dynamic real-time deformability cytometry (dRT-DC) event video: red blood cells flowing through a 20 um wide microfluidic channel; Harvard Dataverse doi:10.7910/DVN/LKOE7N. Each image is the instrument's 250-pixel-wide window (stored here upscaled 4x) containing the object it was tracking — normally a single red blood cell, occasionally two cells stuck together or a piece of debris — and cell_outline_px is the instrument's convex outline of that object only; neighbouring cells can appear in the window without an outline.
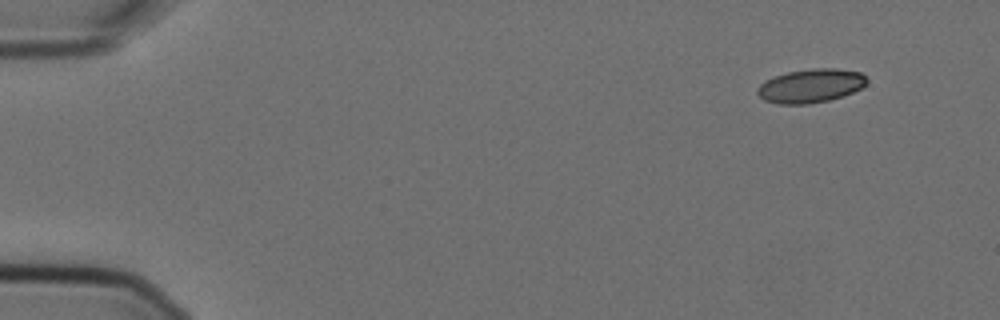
{"species": "Egyptian fruit bat (a non-hibernating species)", "species_latin": "Rousettus aegyptiacus", "temperature_condition": "cold", "stored_images_in_passage": 6, "camera_frame_rate_fps": 3000, "um_per_image_px": 0.085, "animal": {"sex": "female"}, "frame": {"image": 1, "passage_image": 1, "time_ms": 0.0, "image_size_px": [1000, 320], "cell_outline_px": [[868, 80], [860, 88], [844, 96], [828, 100], [808, 104], [776, 104], [764, 100], [756, 92], [756, 88], [764, 80], [788, 72], [812, 68], [836, 68], [860, 72]], "centroid_in_image_um": [68.87, 7.29], "position_along_channel_um": 16.1, "area_um2": 21.5}}
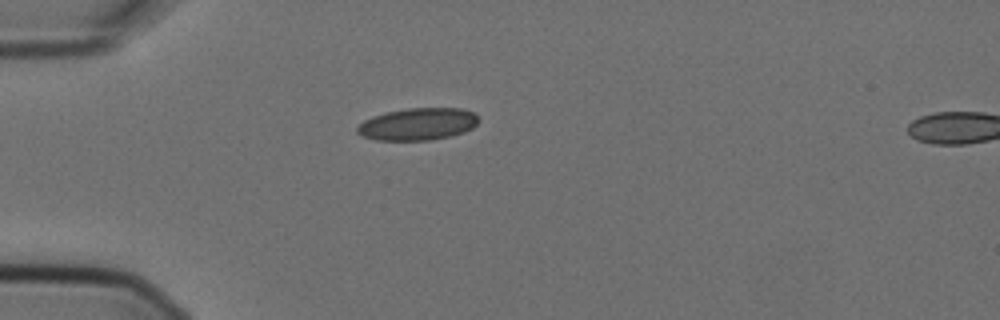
{"frame": {"image": 2, "passage_image": 4, "time_ms": 1.0, "image_size_px": [1000, 320], "cell_outline_px": [[480, 120], [472, 128], [464, 132], [448, 136], [428, 140], [376, 140], [360, 136], [356, 132], [356, 128], [364, 120], [372, 116], [388, 112], [408, 108], [464, 108], [476, 112]], "centroid_in_image_um": [35.53, 10.54], "position_along_channel_um": 49.5, "area_um2": 22.89}}
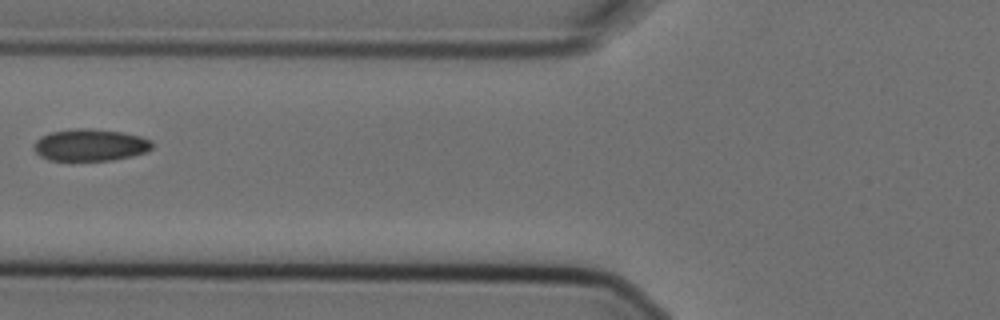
{"frame": {"image": 3, "passage_image": 6, "time_ms": 1.667, "image_size_px": [1000, 320], "cell_outline_px": [[152, 148], [144, 152], [132, 156], [112, 160], [48, 160], [40, 156], [32, 148], [36, 140], [40, 136], [52, 132], [76, 128], [88, 128], [124, 132], [140, 136], [152, 140]], "centroid_in_image_um": [7.66, 12.32], "position_along_channel_um": 118.1, "area_um2": 22.08}}